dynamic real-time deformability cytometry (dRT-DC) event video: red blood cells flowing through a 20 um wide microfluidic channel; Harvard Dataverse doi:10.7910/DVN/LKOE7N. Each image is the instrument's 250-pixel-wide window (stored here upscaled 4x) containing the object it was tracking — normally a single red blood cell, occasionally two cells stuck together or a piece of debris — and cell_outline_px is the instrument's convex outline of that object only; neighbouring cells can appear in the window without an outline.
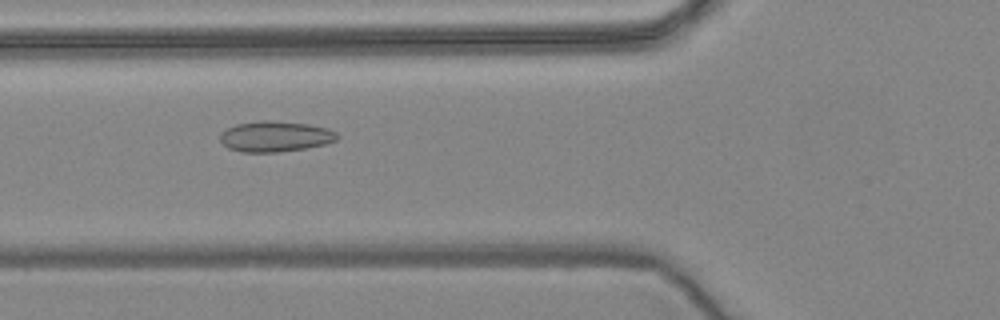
{"species": "common noctule bat (a hibernating species)", "species_latin": "Nyctalus noctula", "temperature_condition": "warm", "stored_images_in_passage": 57, "camera_frame_rate_fps": 3000, "um_per_image_px": 0.085, "animal": {"sex": "female", "body_mass_g": 24.6, "forearm_length_mm": 56.2}, "frame": {"image": 1, "passage_image": 21, "time_ms": 6.667, "image_size_px": [1000, 320], "cell_outline_px": [[340, 136], [336, 140], [324, 144], [308, 148], [280, 152], [240, 152], [228, 148], [220, 140], [220, 132], [236, 124], [260, 120], [268, 120], [308, 124], [328, 128], [336, 132]], "centroid_in_image_um": [23.4, 11.6], "position_along_channel_um": 102.4, "area_um2": 21.04}}
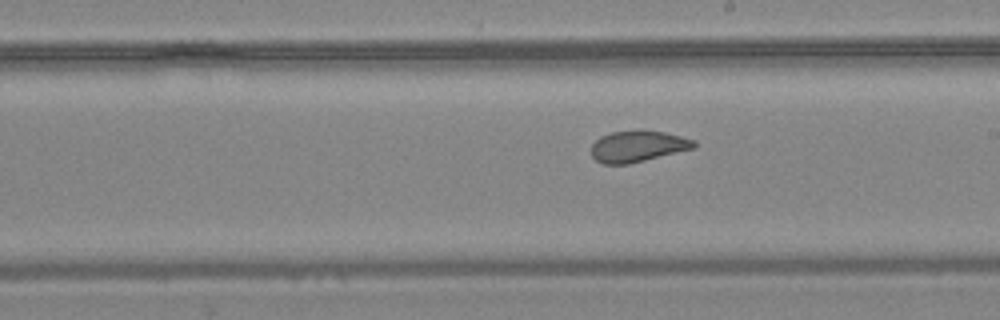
{"frame": {"image": 2, "passage_image": 32, "time_ms": 10.333, "image_size_px": [1000, 320], "cell_outline_px": [[696, 148], [628, 164], [604, 164], [596, 160], [592, 156], [592, 144], [600, 136], [612, 132], [664, 132], [696, 140]], "centroid_in_image_um": [54.23, 12.46], "position_along_channel_um": 234.8, "area_um2": 18.26}}
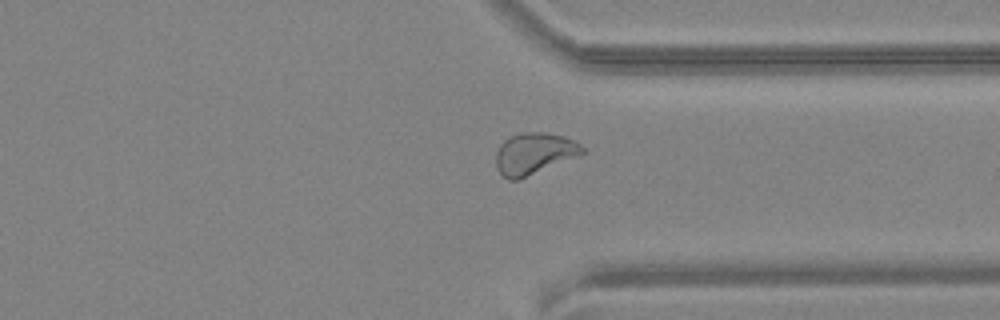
{"frame": {"image": 3, "passage_image": 43, "time_ms": 14.0, "image_size_px": [1000, 320], "cell_outline_px": [[584, 152], [520, 180], [508, 180], [496, 168], [496, 152], [500, 144], [508, 136], [524, 132], [544, 132], [564, 136], [580, 144], [584, 148]], "centroid_in_image_um": [45.34, 13.05], "position_along_channel_um": 366.1, "area_um2": 20.75}, "authors_computed_cell_mechanics": {"area_um2": 21.2126, "velocity_mm_per_s": 3.5947, "shape_relaxation_time_tau1_ms": null, "shape_relaxation_time_tau2_ms": 1.2575, "deformation_change_tau1": null, "deformation_change_tau2": 0.0668}}